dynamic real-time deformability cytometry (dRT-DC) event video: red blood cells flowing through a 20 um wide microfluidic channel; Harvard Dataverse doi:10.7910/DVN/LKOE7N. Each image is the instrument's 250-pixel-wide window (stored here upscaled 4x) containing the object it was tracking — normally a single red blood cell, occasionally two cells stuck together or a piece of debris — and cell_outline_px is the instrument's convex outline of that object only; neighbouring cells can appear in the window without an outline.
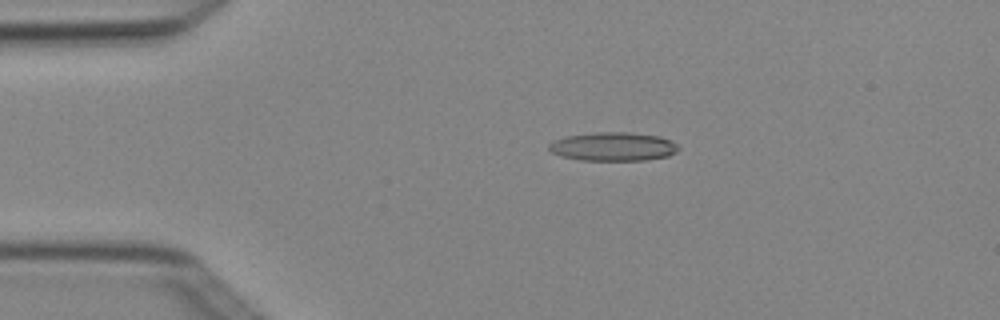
{"species": "Egyptian fruit bat (a non-hibernating species)", "species_latin": "Rousettus aegyptiacus", "temperature_condition": "cold", "stored_images_in_passage": 4, "camera_frame_rate_fps": 3000, "um_per_image_px": 0.085, "animal": {"sex": "female"}, "frame": {"image": 1, "passage_image": 3, "time_ms": 0.667, "image_size_px": [1000, 320], "cell_outline_px": [[680, 148], [676, 152], [668, 156], [644, 160], [580, 160], [560, 156], [552, 152], [548, 148], [548, 144], [556, 140], [568, 136], [596, 132], [632, 132], [660, 136], [672, 140]], "centroid_in_image_um": [52.15, 12.45], "position_along_channel_um": 32.8, "area_um2": 21.68}}